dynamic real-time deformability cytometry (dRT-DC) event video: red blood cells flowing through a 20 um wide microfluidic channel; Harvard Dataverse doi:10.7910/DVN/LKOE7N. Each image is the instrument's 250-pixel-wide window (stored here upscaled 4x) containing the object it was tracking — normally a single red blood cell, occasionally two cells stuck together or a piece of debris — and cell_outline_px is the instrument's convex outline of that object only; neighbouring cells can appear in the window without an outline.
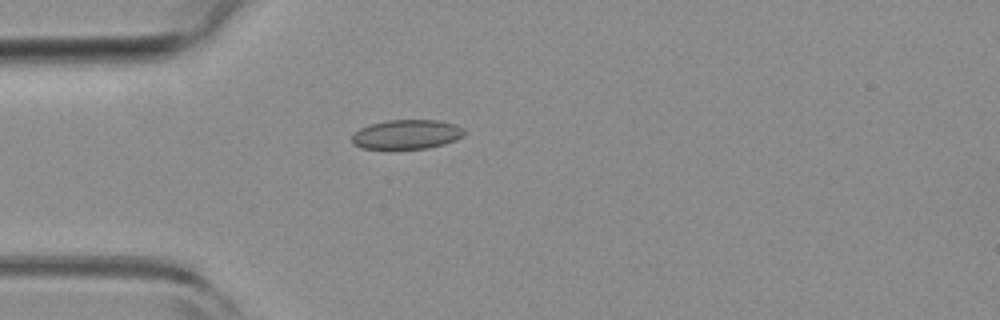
{"species": "common noctule bat (a hibernating species)", "species_latin": "Nyctalus noctula", "temperature_condition": "room temperature", "stored_images_in_passage": 2, "camera_frame_rate_fps": 3000, "um_per_image_px": 0.085, "animal": {"sex": "female", "body_mass_g": 19.3, "forearm_length_mm": 54.1}, "frame": {"image": 1, "passage_image": 2, "time_ms": 0.333, "image_size_px": [1000, 320], "cell_outline_px": [[464, 136], [456, 140], [444, 144], [428, 148], [360, 148], [352, 144], [352, 132], [368, 124], [388, 120], [436, 120], [456, 124], [464, 128]], "centroid_in_image_um": [34.56, 11.41], "position_along_channel_um": 50.4, "area_um2": 19.36}}